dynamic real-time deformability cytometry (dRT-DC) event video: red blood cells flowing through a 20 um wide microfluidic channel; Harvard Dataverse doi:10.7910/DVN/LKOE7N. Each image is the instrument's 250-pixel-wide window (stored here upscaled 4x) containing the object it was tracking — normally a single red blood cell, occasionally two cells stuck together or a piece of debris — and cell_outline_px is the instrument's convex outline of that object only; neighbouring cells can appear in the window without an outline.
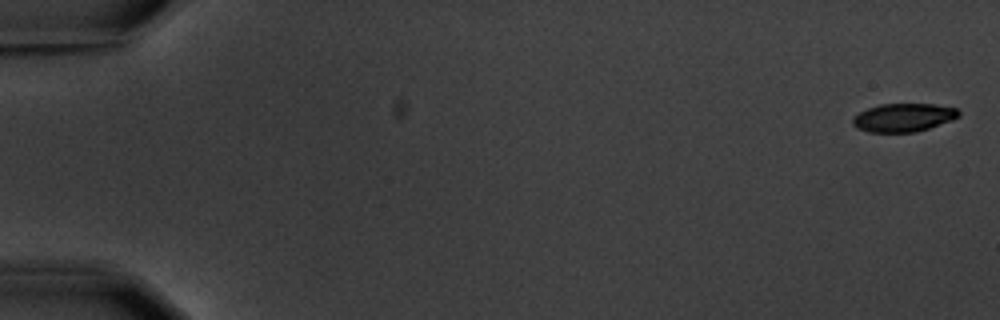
{"species": "common noctule bat (a hibernating species)", "species_latin": "Nyctalus noctula", "temperature_condition": "warm", "stored_images_in_passage": 3, "camera_frame_rate_fps": 3000, "um_per_image_px": 0.085, "animal": {"sex": "male", "body_mass_g": 20.1, "forearm_length_mm": 53.5}, "frame": {"image": 1, "passage_image": 1, "time_ms": 0.0, "image_size_px": [1000, 320], "cell_outline_px": [[960, 116], [952, 120], [916, 132], [868, 132], [856, 128], [852, 124], [852, 120], [860, 112], [868, 108], [880, 104], [936, 104], [956, 108], [960, 112]], "centroid_in_image_um": [76.8, 9.99], "position_along_channel_um": 8.2, "area_um2": 17.46}}